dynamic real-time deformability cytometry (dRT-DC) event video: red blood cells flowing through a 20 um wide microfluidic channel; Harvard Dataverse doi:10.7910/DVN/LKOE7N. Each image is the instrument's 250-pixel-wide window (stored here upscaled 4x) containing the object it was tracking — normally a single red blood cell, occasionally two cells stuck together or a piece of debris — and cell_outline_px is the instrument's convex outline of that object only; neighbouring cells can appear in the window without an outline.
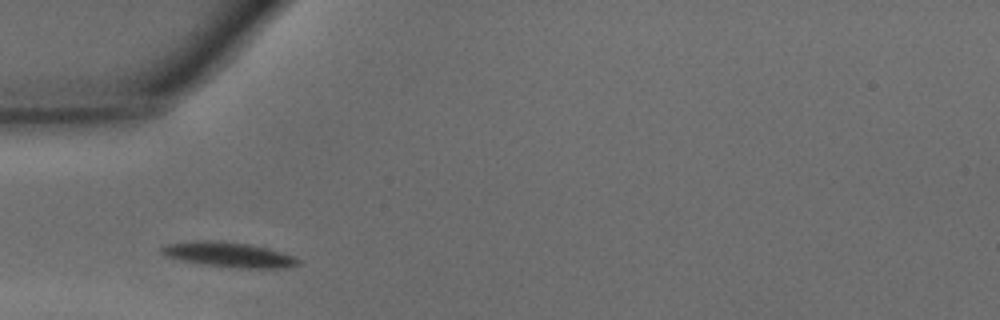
{"species": "common noctule bat (a hibernating species)", "species_latin": "Nyctalus noctula", "temperature_condition": "warm", "stored_images_in_passage": 23, "camera_frame_rate_fps": 3000, "um_per_image_px": 0.085, "animal": {"sex": "male", "body_mass_g": 15.6}, "frame": {"image": 1, "passage_image": 1, "time_ms": 0.0, "image_size_px": [1000, 320], "cell_outline_px": [[300, 264], [284, 268], [240, 268], [204, 264], [164, 256], [160, 252], [160, 248], [164, 244], [196, 240], [220, 240], [248, 244], [268, 248], [284, 252], [300, 260]], "centroid_in_image_um": [19.43, 21.63], "position_along_channel_um": 65.6, "area_um2": 19.94}}
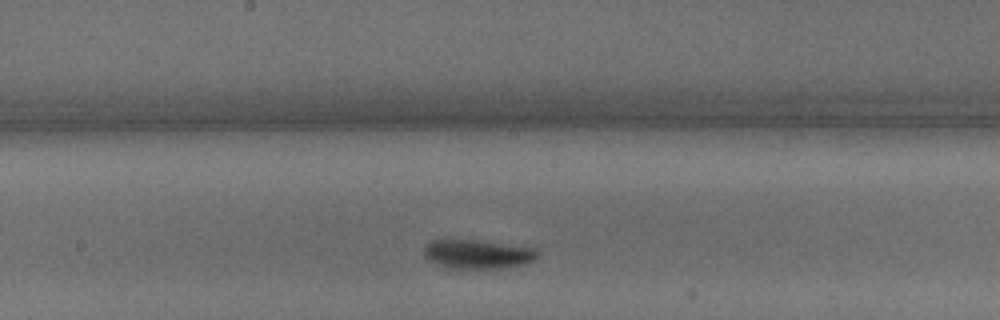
{"frame": {"image": 2, "passage_image": 11, "time_ms": 3.333, "image_size_px": [1000, 320], "cell_outline_px": [[540, 256], [524, 264], [500, 268], [444, 268], [428, 260], [424, 256], [424, 248], [432, 240], [472, 240], [532, 248], [540, 252]], "centroid_in_image_um": [40.56, 21.62], "position_along_channel_um": 207.6, "area_um2": 18.9}}
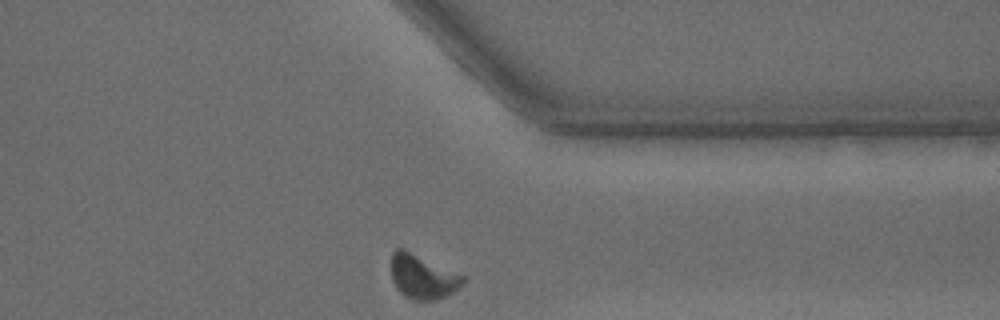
{"frame": {"image": 3, "passage_image": 23, "time_ms": 7.333, "image_size_px": [1000, 320], "cell_outline_px": [[464, 284], [452, 292], [436, 300], [412, 300], [404, 296], [396, 288], [392, 280], [392, 252], [396, 248], [404, 248], [464, 276]], "centroid_in_image_um": [35.9, 23.52], "position_along_channel_um": 375.5, "area_um2": 18.38}, "authors_computed_cell_mechanics": {"area_um2": 18.496, "velocity_mm_per_s": 4.2895, "shape_relaxation_time_tau1_ms": 3.3018, "shape_relaxation_time_tau2_ms": null, "deformation_change_tau1": 0.1813, "deformation_change_tau2": null}}